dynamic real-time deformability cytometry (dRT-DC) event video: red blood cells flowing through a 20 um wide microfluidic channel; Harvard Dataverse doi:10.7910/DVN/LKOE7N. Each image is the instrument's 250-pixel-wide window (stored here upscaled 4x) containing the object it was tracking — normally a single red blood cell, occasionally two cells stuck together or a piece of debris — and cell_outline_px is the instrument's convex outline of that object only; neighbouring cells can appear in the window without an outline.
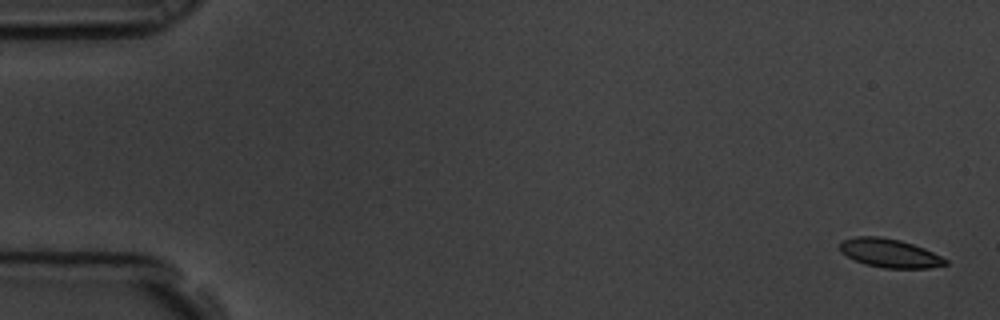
{"species": "common noctule bat (a hibernating species)", "species_latin": "Nyctalus noctula", "temperature_condition": "room temperature", "stored_images_in_passage": 9, "camera_frame_rate_fps": 3000, "um_per_image_px": 0.085, "animal": {"sex": "male", "body_mass_g": 19.5, "forearm_length_mm": 54.6}, "frame": {"image": 1, "passage_image": 1, "time_ms": 0.0, "image_size_px": [1000, 320], "cell_outline_px": [[948, 264], [928, 268], [884, 268], [864, 264], [840, 252], [840, 244], [844, 240], [856, 236], [880, 236], [900, 240], [924, 248], [948, 260]], "centroid_in_image_um": [75.62, 21.51], "position_along_channel_um": 9.4, "area_um2": 17.51}}
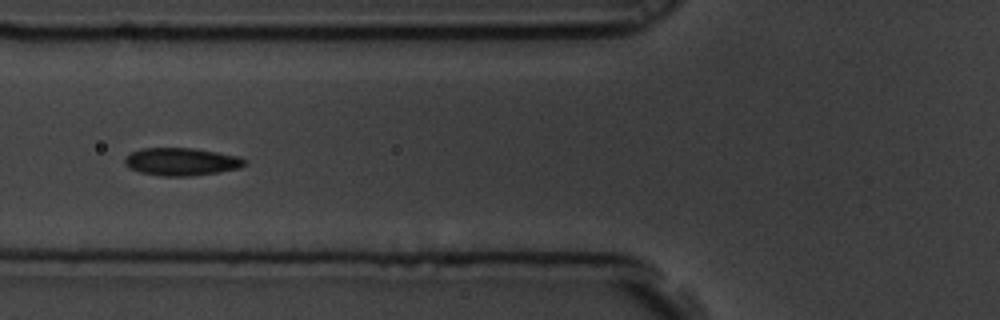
{"frame": {"image": 2, "passage_image": 7, "time_ms": 2.0, "image_size_px": [1000, 320], "cell_outline_px": [[248, 160], [240, 168], [192, 176], [164, 176], [140, 172], [128, 168], [124, 164], [124, 156], [140, 148], [192, 148], [216, 152], [236, 156]], "centroid_in_image_um": [15.36, 13.74], "position_along_channel_um": 110.4, "area_um2": 19.31}}
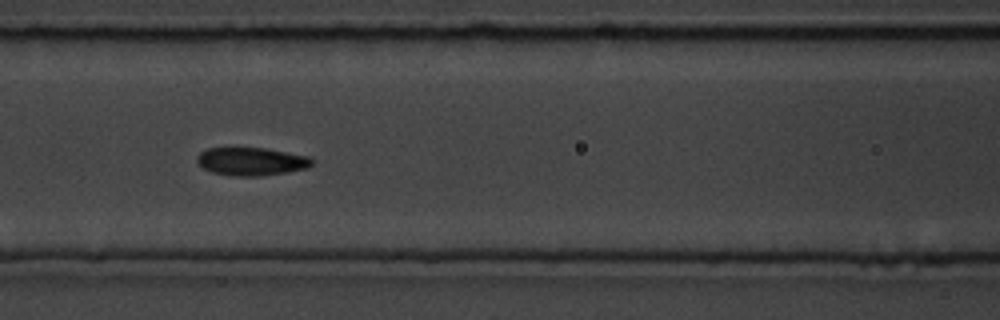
{"frame": {"image": 3, "passage_image": 8, "time_ms": 2.333, "image_size_px": [1000, 320], "cell_outline_px": [[312, 164], [308, 168], [288, 172], [260, 176], [232, 176], [212, 172], [204, 168], [196, 160], [196, 156], [200, 152], [208, 148], [264, 148], [308, 156], [312, 160]], "centroid_in_image_um": [21.35, 13.73], "position_along_channel_um": 145.2, "area_um2": 18.73}}